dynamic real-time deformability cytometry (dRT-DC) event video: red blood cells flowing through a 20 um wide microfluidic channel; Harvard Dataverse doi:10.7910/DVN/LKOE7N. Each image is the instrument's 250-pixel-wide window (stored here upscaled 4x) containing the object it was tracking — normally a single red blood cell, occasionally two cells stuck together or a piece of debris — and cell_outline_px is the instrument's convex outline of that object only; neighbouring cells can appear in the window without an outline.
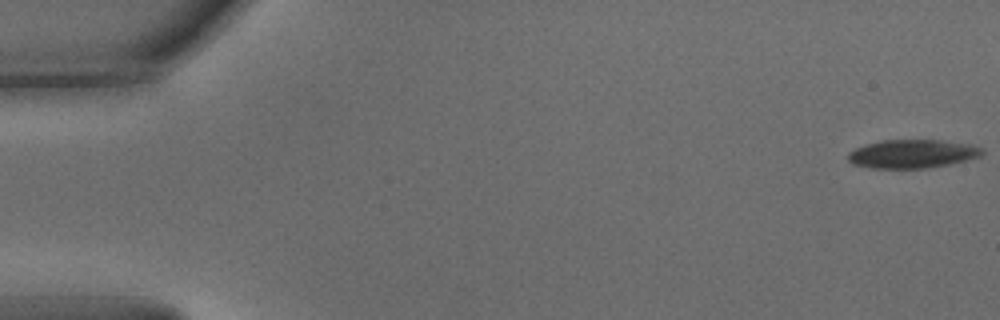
{"species": "common noctule bat (a hibernating species)", "species_latin": "Nyctalus noctula", "temperature_condition": "warm", "stored_images_in_passage": 10, "camera_frame_rate_fps": 3000, "um_per_image_px": 0.085, "animal": {"sex": "male", "body_mass_g": 15.6}, "frame": {"image": 1, "passage_image": 1, "time_ms": 0.0, "image_size_px": [1000, 320], "cell_outline_px": [[984, 152], [980, 156], [948, 164], [924, 168], [868, 168], [852, 164], [848, 160], [848, 152], [856, 148], [880, 140], [940, 140], [972, 144], [980, 148]], "centroid_in_image_um": [77.51, 13.07], "position_along_channel_um": 7.5, "area_um2": 22.14}}